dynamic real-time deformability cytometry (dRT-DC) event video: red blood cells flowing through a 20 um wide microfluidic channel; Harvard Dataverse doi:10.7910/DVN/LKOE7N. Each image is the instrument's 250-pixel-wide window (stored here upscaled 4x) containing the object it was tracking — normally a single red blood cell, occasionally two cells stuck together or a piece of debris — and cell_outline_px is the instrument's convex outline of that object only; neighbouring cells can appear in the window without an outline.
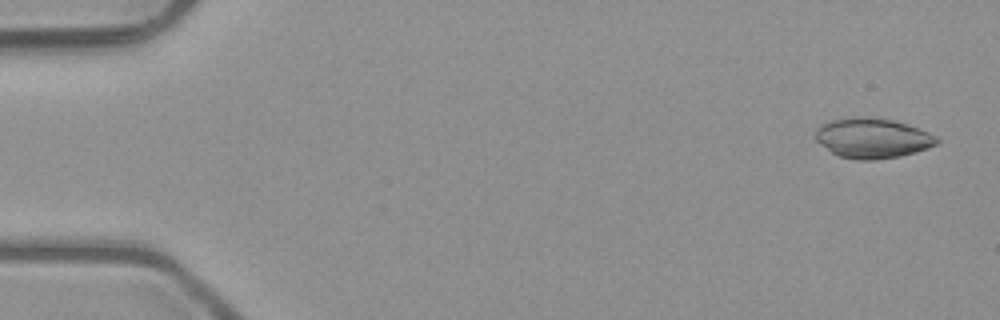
{"species": "common noctule bat (a hibernating species)", "species_latin": "Nyctalus noctula", "temperature_condition": "room temperature", "stored_images_in_passage": 12, "camera_frame_rate_fps": 3000, "um_per_image_px": 0.085, "animal": {"sex": "male", "body_mass_g": 23.1, "forearm_length_mm": 52.7}, "frame": {"image": 1, "passage_image": 1, "time_ms": 0.0, "image_size_px": [1000, 320], "cell_outline_px": [[940, 140], [936, 144], [928, 148], [916, 152], [900, 156], [872, 160], [860, 160], [840, 156], [832, 152], [820, 144], [816, 140], [816, 128], [832, 120], [892, 120], [928, 132], [936, 136]], "centroid_in_image_um": [74.19, 11.8], "position_along_channel_um": 10.8, "area_um2": 26.99}}